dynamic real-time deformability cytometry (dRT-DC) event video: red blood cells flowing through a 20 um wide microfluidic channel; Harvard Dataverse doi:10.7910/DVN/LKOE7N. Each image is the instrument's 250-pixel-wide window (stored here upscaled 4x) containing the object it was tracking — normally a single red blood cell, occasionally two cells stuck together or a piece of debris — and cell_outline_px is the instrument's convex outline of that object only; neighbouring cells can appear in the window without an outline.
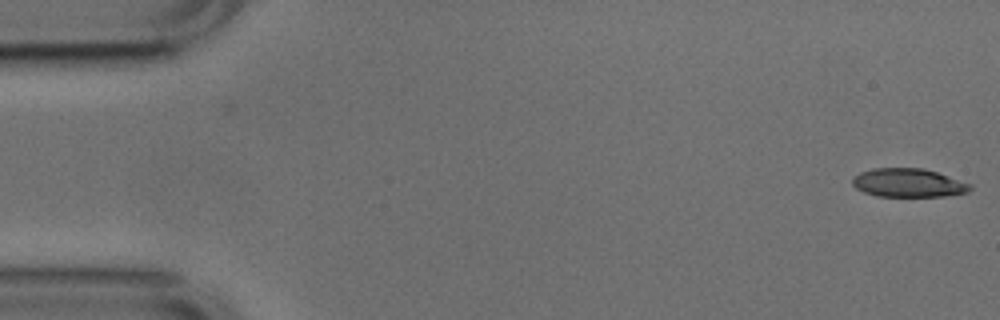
{"species": "common noctule bat (a hibernating species)", "species_latin": "Nyctalus noctula", "temperature_condition": "cold", "stored_images_in_passage": 52, "camera_frame_rate_fps": 3000, "um_per_image_px": 0.085, "animal": {"sex": "male", "body_mass_g": 17.9, "forearm_length_mm": 54.2}, "frame": {"image": 1, "passage_image": 1, "time_ms": 0.0, "image_size_px": [1000, 320], "cell_outline_px": [[972, 188], [968, 192], [944, 196], [876, 196], [864, 192], [856, 188], [852, 184], [852, 176], [860, 172], [872, 168], [924, 168], [972, 184]], "centroid_in_image_um": [77.18, 15.54], "position_along_channel_um": 7.8, "area_um2": 19.65}}
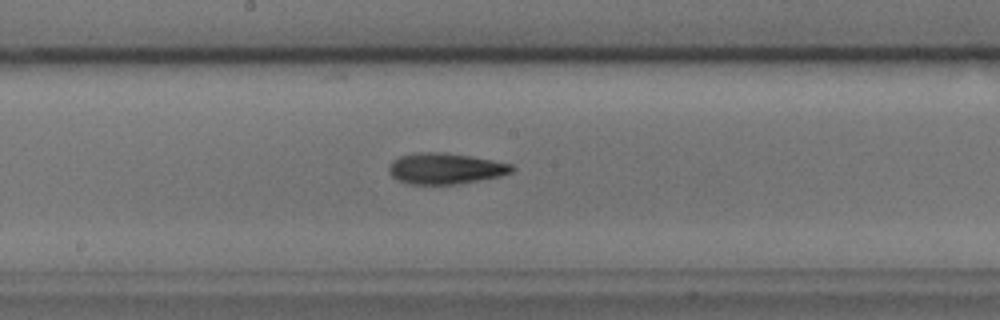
{"frame": {"image": 2, "passage_image": 27, "time_ms": 8.667, "image_size_px": [1000, 320], "cell_outline_px": [[516, 168], [512, 172], [500, 176], [456, 184], [412, 184], [400, 180], [392, 176], [388, 172], [388, 168], [392, 160], [400, 156], [416, 152], [444, 152], [492, 160], [512, 164]], "centroid_in_image_um": [37.85, 14.31], "position_along_channel_um": 210.4, "area_um2": 22.08}}
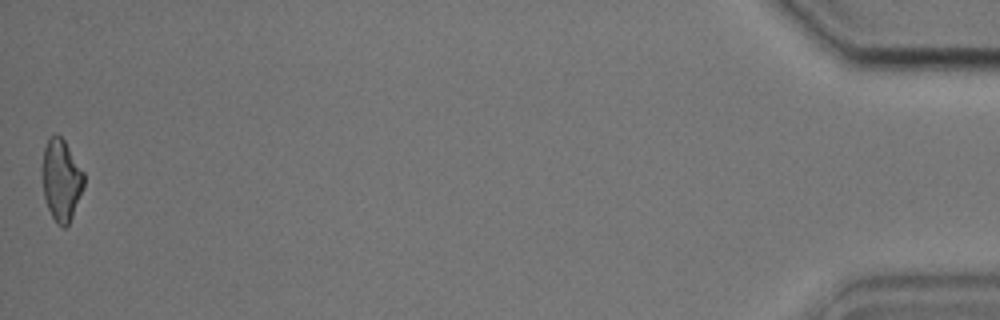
{"frame": {"image": 3, "passage_image": 52, "time_ms": 17.0, "image_size_px": [1000, 320], "cell_outline_px": [[84, 188], [72, 216], [68, 224], [64, 228], [60, 228], [56, 224], [48, 208], [44, 196], [44, 148], [48, 140], [56, 132], [64, 140], [84, 172]], "centroid_in_image_um": [5.24, 15.33], "position_along_channel_um": 430.0, "area_um2": 19.42}, "authors_computed_cell_mechanics": {"area_um2": 21.0681, "velocity_mm_per_s": 3.7972, "shape_relaxation_time_tau1_ms": 3.4511, "shape_relaxation_time_tau2_ms": 8.1208, "deformation_change_tau1": 0.1066, "deformation_change_tau2": 0.1993}}